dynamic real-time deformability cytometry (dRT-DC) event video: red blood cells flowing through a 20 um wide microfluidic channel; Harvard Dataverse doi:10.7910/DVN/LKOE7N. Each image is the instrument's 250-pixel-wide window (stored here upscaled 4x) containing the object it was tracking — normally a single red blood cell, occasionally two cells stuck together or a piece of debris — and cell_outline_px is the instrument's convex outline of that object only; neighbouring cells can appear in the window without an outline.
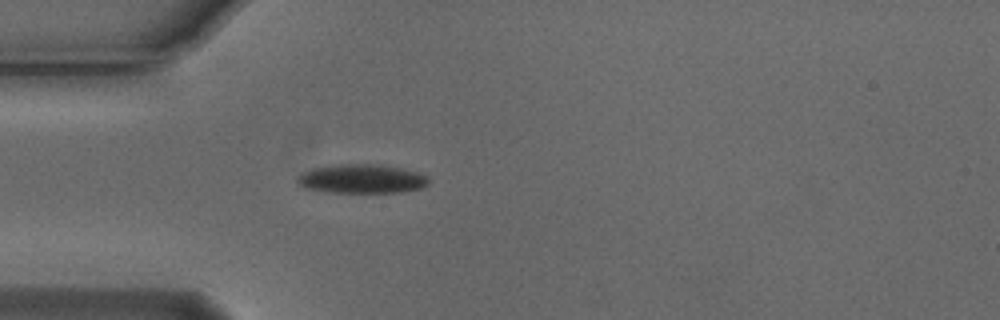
{"species": "Egyptian fruit bat (a non-hibernating species)", "species_latin": "Rousettus aegyptiacus", "temperature_condition": "cold", "stored_images_in_passage": 40, "camera_frame_rate_fps": 3000, "um_per_image_px": 0.085, "animal": {"sex": "male"}, "frame": {"image": 1, "passage_image": 1, "time_ms": 0.0, "image_size_px": [1000, 320], "cell_outline_px": [[428, 184], [420, 188], [400, 192], [328, 192], [304, 188], [296, 184], [296, 176], [312, 168], [340, 164], [380, 164], [404, 168], [428, 176]], "centroid_in_image_um": [30.71, 15.19], "position_along_channel_um": 54.3, "area_um2": 22.31}}
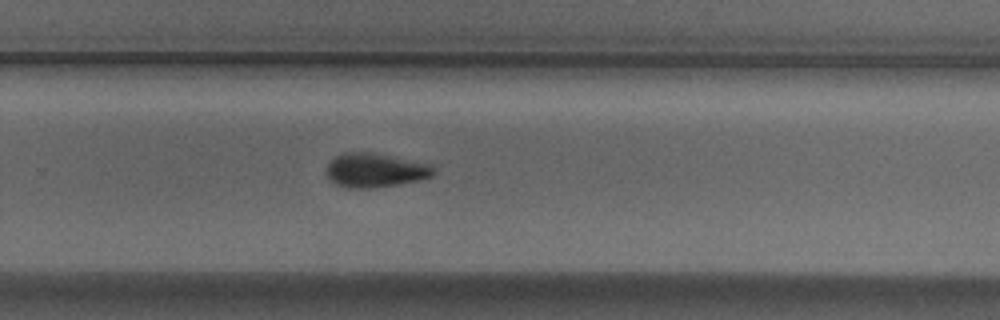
{"frame": {"image": 2, "passage_image": 21, "time_ms": 6.667, "image_size_px": [1000, 320], "cell_outline_px": [[436, 172], [432, 176], [420, 180], [372, 188], [344, 188], [328, 180], [324, 172], [328, 164], [336, 156], [344, 152], [372, 152], [432, 164]], "centroid_in_image_um": [31.86, 14.47], "position_along_channel_um": 297.9, "area_um2": 21.56}}
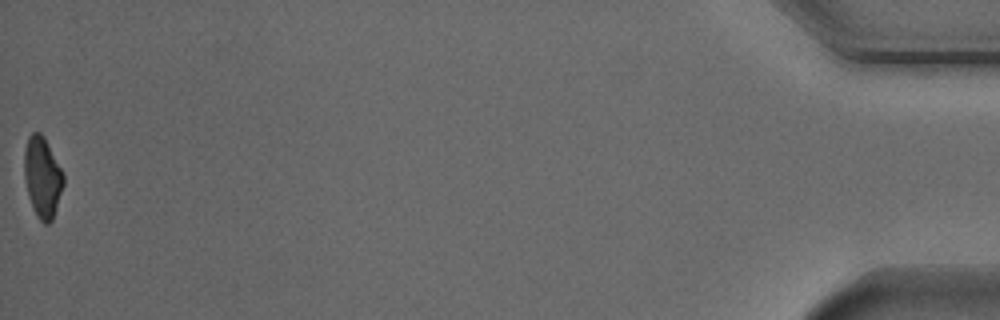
{"frame": {"image": 3, "passage_image": 40, "time_ms": 13.0, "image_size_px": [1000, 320], "cell_outline_px": [[64, 184], [52, 220], [48, 224], [44, 224], [36, 216], [28, 196], [24, 176], [24, 152], [28, 136], [32, 132], [40, 132], [44, 136], [64, 176]], "centroid_in_image_um": [3.59, 15.06], "position_along_channel_um": 431.6, "area_um2": 18.32}, "authors_computed_cell_mechanics": {"area_um2": 21.5883, "velocity_mm_per_s": 3.7555, "shape_relaxation_time_tau1_ms": 3.4184, "shape_relaxation_time_tau2_ms": 8.9844, "deformation_change_tau1": 0.1264, "deformation_change_tau2": 0.1508}}